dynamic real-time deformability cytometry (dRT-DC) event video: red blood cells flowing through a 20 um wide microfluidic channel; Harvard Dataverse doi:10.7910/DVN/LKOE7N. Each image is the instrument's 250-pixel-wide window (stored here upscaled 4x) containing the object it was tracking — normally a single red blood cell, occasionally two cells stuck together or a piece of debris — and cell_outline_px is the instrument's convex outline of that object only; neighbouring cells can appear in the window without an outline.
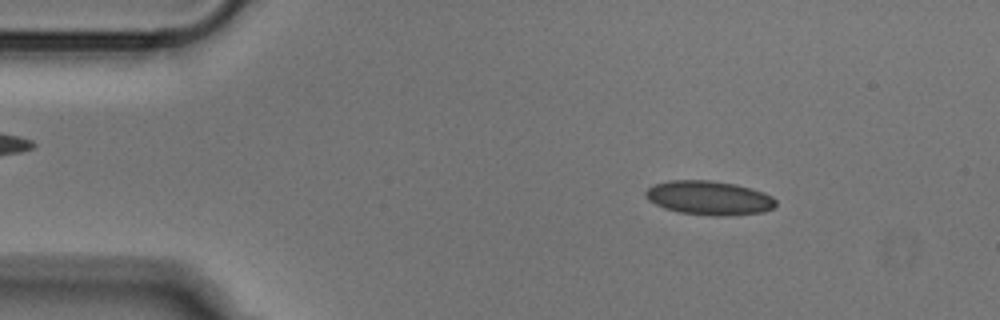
{"species": "Egyptian fruit bat (a non-hibernating species)", "species_latin": "Rousettus aegyptiacus", "temperature_condition": "cold", "stored_images_in_passage": 51, "camera_frame_rate_fps": 3000, "um_per_image_px": 0.085, "animal": {"sex": "male"}, "frame": {"image": 1, "passage_image": 7, "time_ms": 2.0, "image_size_px": [1000, 320], "cell_outline_px": [[776, 204], [772, 208], [764, 212], [732, 216], [708, 216], [680, 212], [664, 208], [648, 200], [644, 196], [644, 192], [648, 188], [656, 184], [668, 180], [712, 180], [736, 184], [764, 192], [772, 196], [776, 200]], "centroid_in_image_um": [60.28, 16.83], "position_along_channel_um": 24.7, "area_um2": 26.13}}
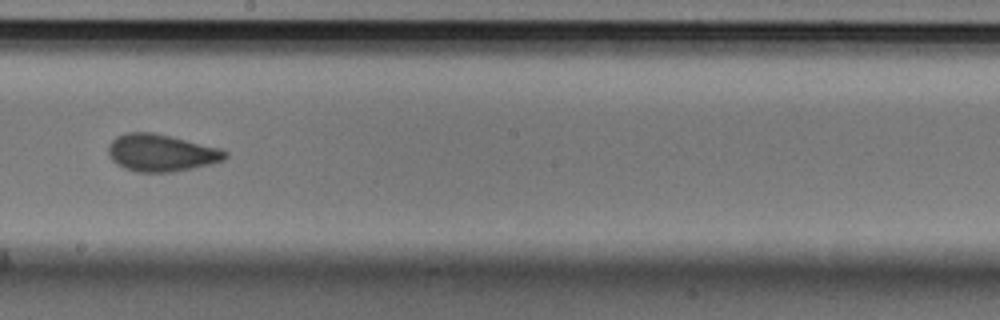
{"frame": {"image": 2, "passage_image": 28, "time_ms": 9.0, "image_size_px": [1000, 320], "cell_outline_px": [[228, 156], [224, 160], [212, 164], [172, 172], [136, 172], [124, 168], [116, 164], [112, 160], [108, 152], [108, 144], [116, 136], [128, 132], [152, 132], [220, 148], [228, 152]], "centroid_in_image_um": [13.69, 13.0], "position_along_channel_um": 234.5, "area_um2": 25.37}}
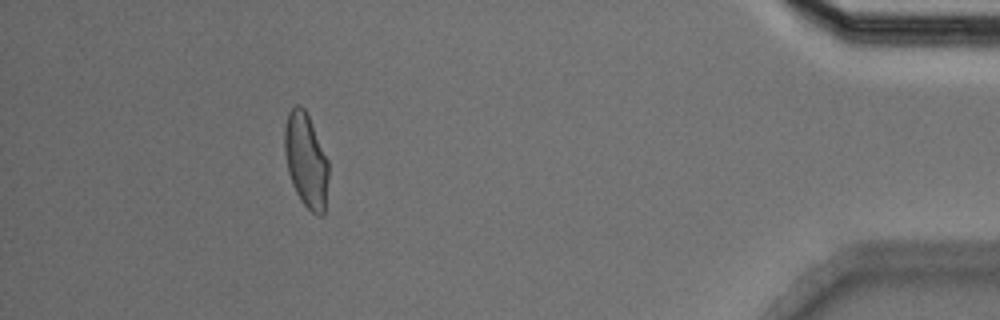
{"frame": {"image": 3, "passage_image": 46, "time_ms": 15.0, "image_size_px": [1000, 320], "cell_outline_px": [[328, 176], [324, 216], [316, 216], [300, 200], [292, 184], [288, 172], [284, 152], [284, 128], [288, 112], [296, 104], [300, 104], [304, 108], [308, 116], [328, 160]], "centroid_in_image_um": [26.0, 13.64], "position_along_channel_um": 409.2, "area_um2": 24.16}}